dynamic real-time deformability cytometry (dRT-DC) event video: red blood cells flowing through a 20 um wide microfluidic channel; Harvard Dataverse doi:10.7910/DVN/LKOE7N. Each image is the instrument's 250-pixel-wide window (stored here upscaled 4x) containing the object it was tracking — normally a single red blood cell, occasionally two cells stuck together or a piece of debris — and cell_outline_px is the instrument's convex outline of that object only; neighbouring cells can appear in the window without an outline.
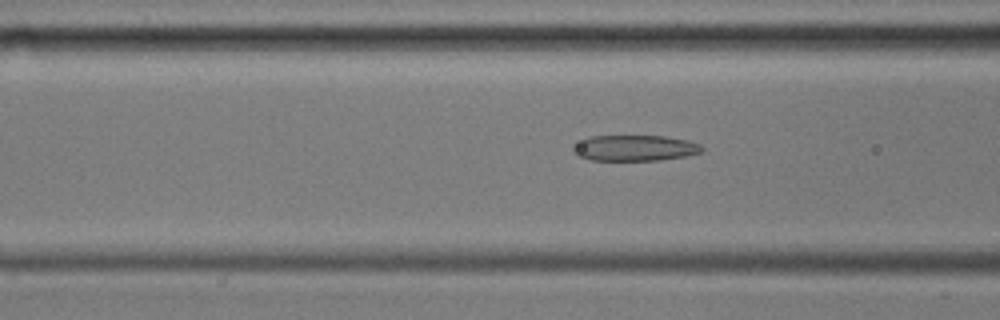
{"species": "common noctule bat (a hibernating species)", "species_latin": "Nyctalus noctula", "temperature_condition": "cold", "stored_images_in_passage": 55, "camera_frame_rate_fps": 3000, "um_per_image_px": 0.085, "animal": {"sex": "male", "body_mass_g": 17.9, "forearm_length_mm": 54.2}, "frame": {"image": 1, "passage_image": 20, "time_ms": 6.333, "image_size_px": [1000, 320], "cell_outline_px": [[704, 148], [700, 152], [684, 156], [660, 160], [592, 160], [576, 156], [572, 152], [572, 148], [576, 144], [592, 136], [664, 136], [688, 140], [700, 144]], "centroid_in_image_um": [53.95, 12.58], "position_along_channel_um": 112.6, "area_um2": 19.25}}
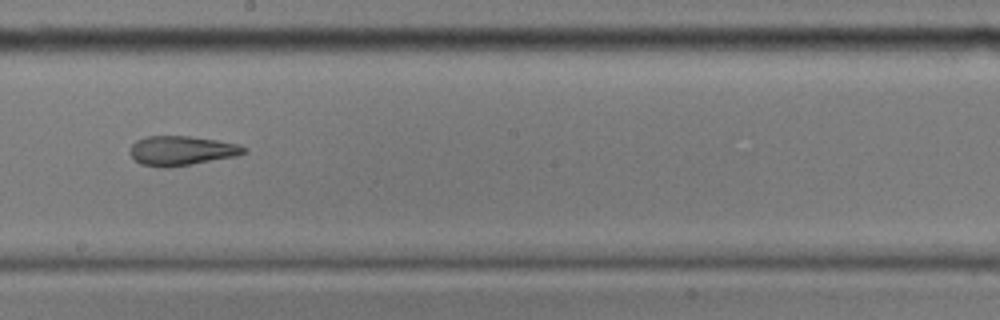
{"frame": {"image": 2, "passage_image": 30, "time_ms": 9.667, "image_size_px": [1000, 320], "cell_outline_px": [[248, 152], [236, 156], [192, 164], [168, 168], [164, 168], [140, 164], [128, 152], [132, 144], [136, 140], [148, 136], [188, 136], [216, 140], [240, 144], [248, 148]], "centroid_in_image_um": [15.45, 12.81], "position_along_channel_um": 232.8, "area_um2": 19.71}}
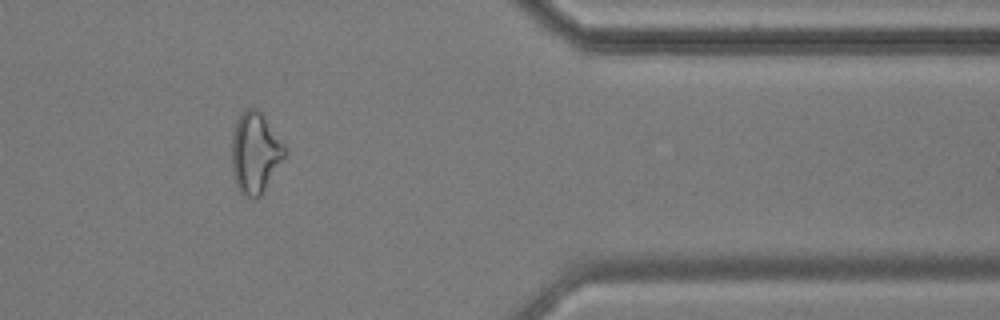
{"frame": {"image": 3, "passage_image": 45, "time_ms": 14.667, "image_size_px": [1000, 320], "cell_outline_px": [[284, 156], [260, 196], [256, 200], [240, 192], [236, 184], [232, 172], [232, 136], [236, 120], [248, 108], [256, 108], [260, 112], [284, 144]], "centroid_in_image_um": [21.65, 13.0], "position_along_channel_um": 389.8, "area_um2": 24.28}, "authors_computed_cell_mechanics": {"area_um2": 21.9062, "velocity_mm_per_s": 3.5927, "shape_relaxation_time_tau1_ms": null, "shape_relaxation_time_tau2_ms": 2.9921, "deformation_change_tau1": null, "deformation_change_tau2": 0.1302}}